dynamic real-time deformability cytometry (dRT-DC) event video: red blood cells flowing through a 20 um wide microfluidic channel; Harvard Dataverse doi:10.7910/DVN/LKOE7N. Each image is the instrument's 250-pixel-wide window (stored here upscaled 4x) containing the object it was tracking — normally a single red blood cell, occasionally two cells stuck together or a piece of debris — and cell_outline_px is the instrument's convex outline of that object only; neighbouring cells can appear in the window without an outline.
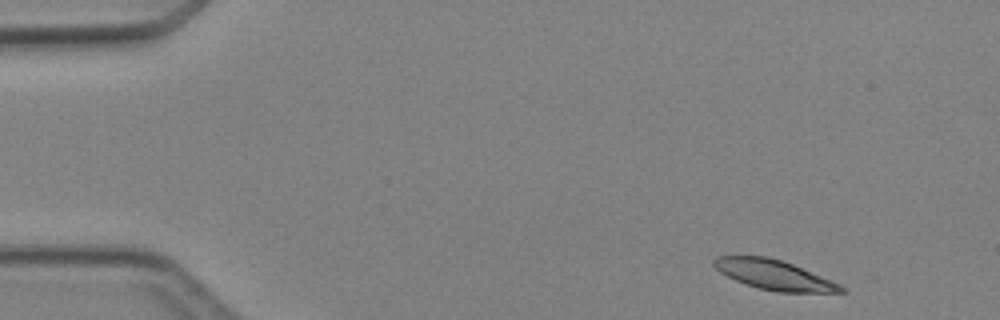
{"species": "Egyptian fruit bat (a non-hibernating species)", "species_latin": "Rousettus aegyptiacus", "temperature_condition": "cold", "stored_images_in_passage": 5, "camera_frame_rate_fps": 3000, "um_per_image_px": 0.085, "animal": {"sex": "female"}, "frame": {"image": 1, "passage_image": 1, "time_ms": 0.0, "image_size_px": [1000, 320], "cell_outline_px": [[848, 292], [776, 292], [760, 288], [736, 280], [720, 272], [712, 264], [712, 260], [716, 256], [768, 256], [792, 264], [840, 284]], "centroid_in_image_um": [65.78, 23.35], "position_along_channel_um": 19.2, "area_um2": 21.68}}
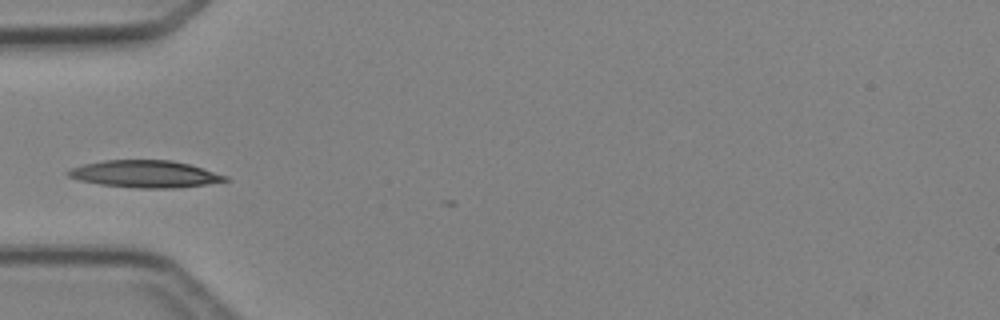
{"frame": {"image": 2, "passage_image": 4, "time_ms": 3.667, "image_size_px": [1000, 320], "cell_outline_px": [[232, 180], [180, 188], [136, 188], [100, 184], [80, 180], [68, 176], [64, 172], [72, 168], [84, 164], [104, 160], [172, 160], [188, 164], [228, 176]], "centroid_in_image_um": [12.35, 14.79], "position_along_channel_um": 72.7, "area_um2": 24.8}}
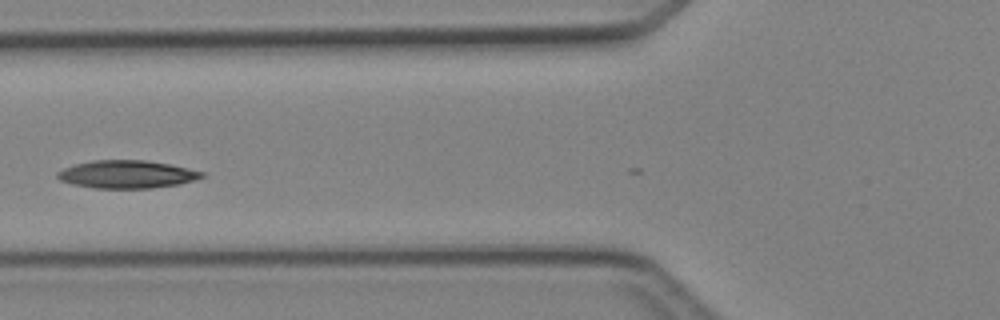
{"frame": {"image": 3, "passage_image": 5, "time_ms": 4.667, "image_size_px": [1000, 320], "cell_outline_px": [[204, 176], [196, 180], [180, 184], [152, 188], [96, 188], [72, 184], [60, 180], [56, 176], [56, 172], [64, 168], [76, 164], [92, 160], [144, 160], [168, 164], [204, 172]], "centroid_in_image_um": [10.77, 14.82], "position_along_channel_um": 115.0, "area_um2": 23.35}}